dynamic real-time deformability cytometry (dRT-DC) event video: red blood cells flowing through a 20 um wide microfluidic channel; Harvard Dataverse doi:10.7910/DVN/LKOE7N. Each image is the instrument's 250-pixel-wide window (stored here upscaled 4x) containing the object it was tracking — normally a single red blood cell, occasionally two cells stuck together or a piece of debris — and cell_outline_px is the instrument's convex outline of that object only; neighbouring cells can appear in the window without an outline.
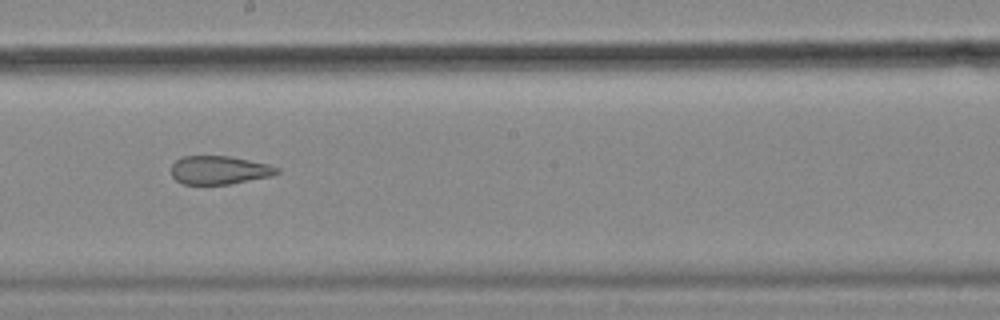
{"species": "common noctule bat (a hibernating species)", "species_latin": "Nyctalus noctula", "temperature_condition": "cold", "stored_images_in_passage": 44, "camera_frame_rate_fps": 3000, "um_per_image_px": 0.085, "animal": {"sex": "female", "body_mass_g": 18.4}, "frame": {"image": 1, "passage_image": 19, "time_ms": 6.0, "image_size_px": [1000, 320], "cell_outline_px": [[280, 172], [272, 176], [228, 184], [184, 184], [176, 180], [172, 176], [172, 164], [176, 160], [184, 156], [228, 156], [268, 164], [280, 168]], "centroid_in_image_um": [18.65, 14.46], "position_along_channel_um": 229.6, "area_um2": 17.4}}
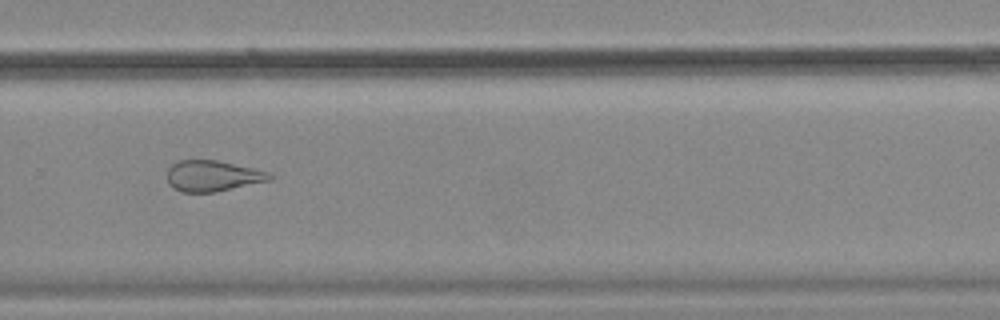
{"frame": {"image": 2, "passage_image": 26, "time_ms": 8.333, "image_size_px": [1000, 320], "cell_outline_px": [[272, 176], [268, 180], [216, 192], [184, 192], [172, 188], [168, 184], [168, 168], [176, 160], [216, 160], [252, 168], [268, 172]], "centroid_in_image_um": [18.0, 14.95], "position_along_channel_um": 311.8, "area_um2": 18.21}, "authors_computed_cell_mechanics": {"area_um2": 20.7213, "velocity_mm_per_s": 3.5317, "shape_relaxation_time_tau1_ms": null, "shape_relaxation_time_tau2_ms": 2.0767, "deformation_change_tau1": null, "deformation_change_tau2": 0.1088}}